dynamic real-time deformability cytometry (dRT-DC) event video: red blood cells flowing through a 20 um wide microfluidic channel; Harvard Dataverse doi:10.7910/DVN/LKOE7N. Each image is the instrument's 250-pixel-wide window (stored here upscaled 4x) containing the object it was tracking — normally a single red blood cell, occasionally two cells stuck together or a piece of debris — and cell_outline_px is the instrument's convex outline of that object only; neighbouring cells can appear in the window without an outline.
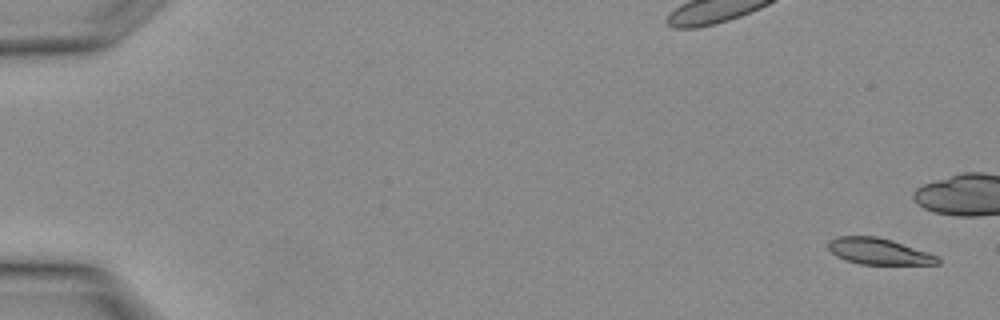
{"species": "Egyptian fruit bat (a non-hibernating species)", "species_latin": "Rousettus aegyptiacus", "temperature_condition": "warm", "stored_images_in_passage": 2, "segment_of_instrument_passage": [2, 2], "camera_frame_rate_fps": 3000, "um_per_image_px": 0.085, "animal": {"sex": "female"}, "frame": {"image": 1, "passage_image": 2, "time_ms": 0.333, "image_size_px": [1000, 320], "cell_outline_px": [[940, 264], [860, 264], [844, 260], [836, 256], [828, 248], [828, 240], [836, 236], [876, 236], [892, 240], [928, 252], [936, 256], [940, 260]], "centroid_in_image_um": [74.65, 21.36], "position_along_channel_um": 10.3, "area_um2": 16.76}}